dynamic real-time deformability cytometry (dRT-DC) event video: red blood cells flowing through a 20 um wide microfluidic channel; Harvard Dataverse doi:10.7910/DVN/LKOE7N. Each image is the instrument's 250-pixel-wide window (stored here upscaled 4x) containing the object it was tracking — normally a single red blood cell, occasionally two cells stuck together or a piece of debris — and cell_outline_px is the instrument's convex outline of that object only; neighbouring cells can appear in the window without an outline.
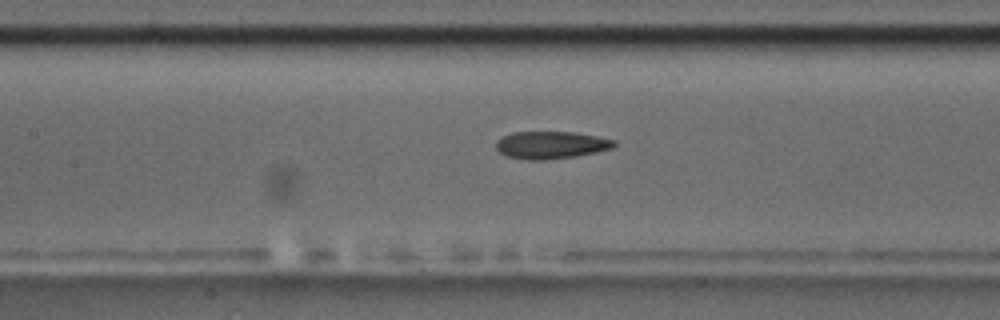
{"species": "common noctule bat (a hibernating species)", "species_latin": "Nyctalus noctula", "temperature_condition": "room temperature", "stored_images_in_passage": 15, "camera_frame_rate_fps": 3000, "um_per_image_px": 0.085, "animal": {"sex": "male", "body_mass_g": 17.5, "forearm_length_mm": 52.3}, "frame": {"image": 1, "passage_image": 13, "time_ms": 4.0, "image_size_px": [1000, 320], "cell_outline_px": [[616, 144], [612, 148], [576, 156], [544, 160], [528, 160], [508, 156], [500, 152], [496, 148], [496, 140], [512, 132], [572, 132], [596, 136], [616, 140]], "centroid_in_image_um": [46.82, 12.32], "position_along_channel_um": 160.6, "area_um2": 18.73}}